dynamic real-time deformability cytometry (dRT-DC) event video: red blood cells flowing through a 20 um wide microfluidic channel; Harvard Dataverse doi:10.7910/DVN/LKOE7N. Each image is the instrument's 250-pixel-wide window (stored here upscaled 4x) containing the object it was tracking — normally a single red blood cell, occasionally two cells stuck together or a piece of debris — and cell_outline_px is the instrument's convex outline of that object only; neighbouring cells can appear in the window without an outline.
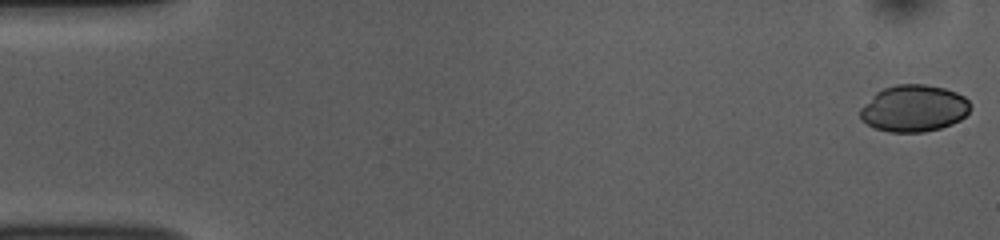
{"species": "common noctule bat (a hibernating species)", "species_latin": "Nyctalus noctula", "temperature_condition": "room temperature", "stored_images_in_passage": 52, "camera_frame_rate_fps": 3000, "um_per_image_px": 0.085, "animal": {"sex": "female", "body_mass_g": 10.0, "forearm_length_mm": 53.1}, "frame": {"image": 1, "passage_image": 1, "time_ms": 0.0, "image_size_px": [1000, 240], "cell_outline_px": [[972, 108], [960, 120], [952, 124], [940, 128], [924, 132], [888, 132], [876, 128], [860, 120], [860, 108], [876, 92], [884, 88], [896, 84], [924, 84], [944, 88], [956, 92], [964, 96], [972, 104]], "centroid_in_image_um": [77.69, 9.21], "position_along_channel_um": 7.3, "area_um2": 30.17}}
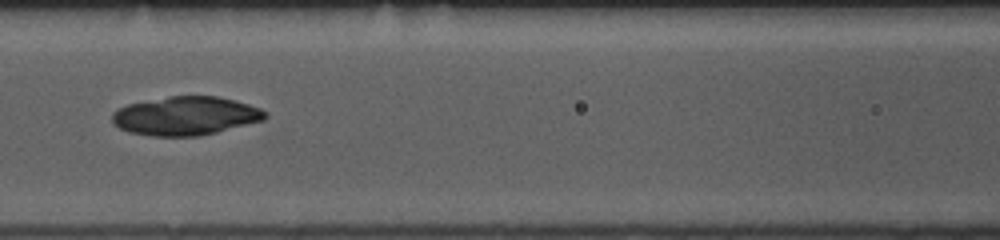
{"frame": {"image": 2, "passage_image": 23, "time_ms": 7.333, "image_size_px": [1000, 240], "cell_outline_px": [[268, 116], [264, 120], [200, 136], [152, 136], [128, 132], [112, 124], [112, 112], [128, 104], [168, 96], [216, 96], [236, 100], [260, 108], [268, 112]], "centroid_in_image_um": [15.78, 9.85], "position_along_channel_um": 150.8, "area_um2": 34.56}}
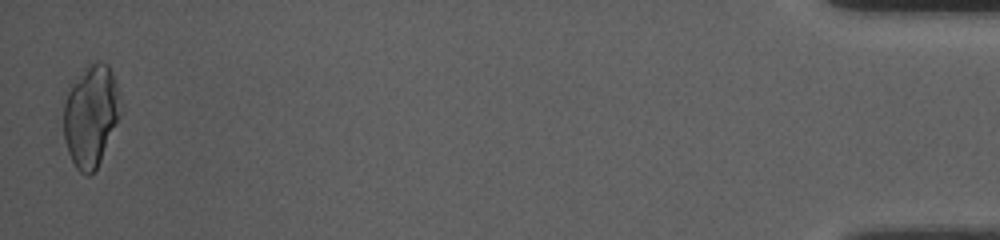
{"frame": {"image": 3, "passage_image": 52, "time_ms": 17.0, "image_size_px": [1000, 240], "cell_outline_px": [[124, 108], [100, 160], [96, 168], [88, 176], [84, 176], [76, 168], [68, 152], [64, 136], [64, 104], [68, 84], [88, 60], [108, 64], [112, 72]], "centroid_in_image_um": [7.72, 9.75], "position_along_channel_um": 427.5, "area_um2": 34.51}}